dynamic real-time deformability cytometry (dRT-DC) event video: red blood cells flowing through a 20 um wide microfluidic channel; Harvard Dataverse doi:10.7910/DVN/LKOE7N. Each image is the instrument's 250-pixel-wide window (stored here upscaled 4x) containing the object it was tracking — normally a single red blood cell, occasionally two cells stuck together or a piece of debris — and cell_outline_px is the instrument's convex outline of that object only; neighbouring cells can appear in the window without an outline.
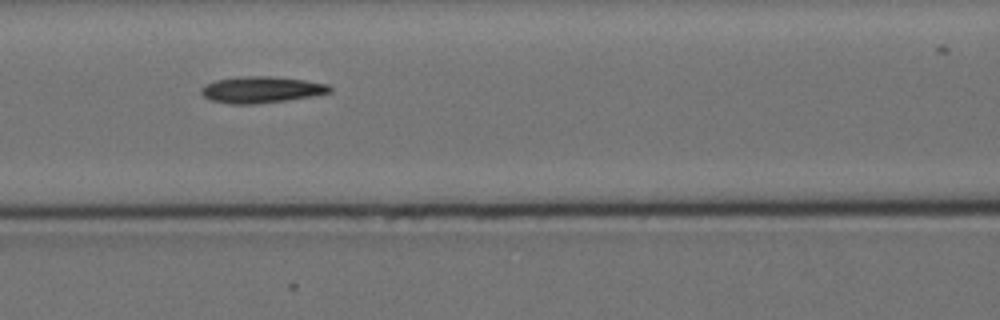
{"species": "Egyptian fruit bat (a non-hibernating species)", "species_latin": "Rousettus aegyptiacus", "temperature_condition": "cold", "stored_images_in_passage": 9, "camera_frame_rate_fps": 3000, "um_per_image_px": 0.085, "animal": {"sex": "female"}, "frame": {"image": 1, "passage_image": 8, "time_ms": 9.333, "image_size_px": [1000, 320], "cell_outline_px": [[332, 92], [312, 96], [284, 100], [252, 104], [232, 104], [212, 100], [204, 96], [200, 92], [200, 88], [204, 84], [216, 80], [244, 76], [272, 76], [304, 80], [328, 84], [332, 88]], "centroid_in_image_um": [22.2, 7.61], "position_along_channel_um": 144.4, "area_um2": 19.65}}
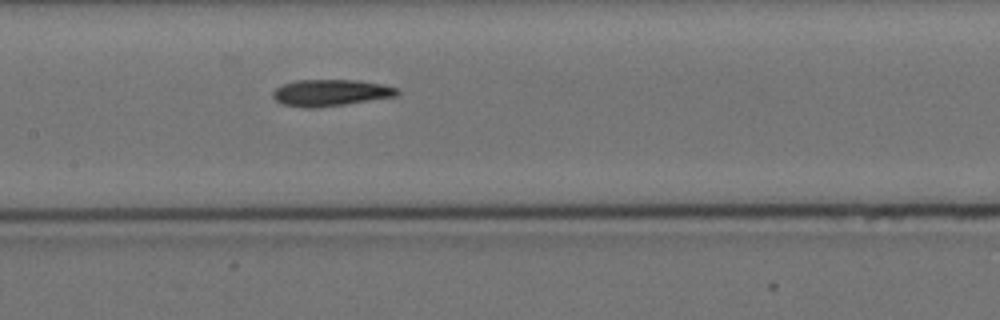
{"frame": {"image": 2, "passage_image": 9, "time_ms": 10.333, "image_size_px": [1000, 320], "cell_outline_px": [[400, 92], [396, 96], [344, 104], [316, 108], [304, 108], [284, 104], [276, 100], [272, 96], [272, 92], [276, 88], [284, 84], [296, 80], [356, 80], [384, 84], [400, 88]], "centroid_in_image_um": [28.13, 7.88], "position_along_channel_um": 179.3, "area_um2": 19.25}}